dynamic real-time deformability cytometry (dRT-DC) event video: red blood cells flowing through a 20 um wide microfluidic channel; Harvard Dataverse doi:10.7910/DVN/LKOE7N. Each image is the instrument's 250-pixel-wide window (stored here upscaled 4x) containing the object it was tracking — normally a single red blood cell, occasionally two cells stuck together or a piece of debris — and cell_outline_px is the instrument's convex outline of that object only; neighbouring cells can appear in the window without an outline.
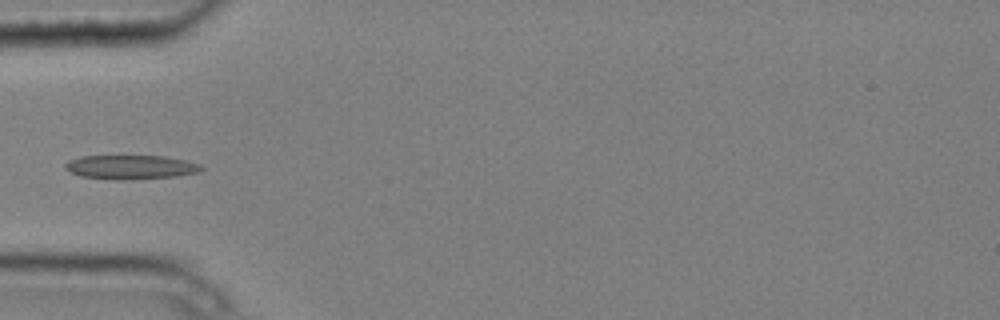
{"species": "common noctule bat (a hibernating species)", "species_latin": "Nyctalus noctula", "temperature_condition": "cold", "stored_images_in_passage": 6, "camera_frame_rate_fps": 3000, "um_per_image_px": 0.085, "animal": {"sex": "male", "body_mass_g": 20.4}, "frame": {"image": 1, "passage_image": 4, "time_ms": 1.0, "image_size_px": [1000, 320], "cell_outline_px": [[204, 168], [200, 172], [176, 176], [124, 180], [120, 180], [80, 176], [64, 168], [64, 164], [68, 160], [80, 156], [164, 156], [184, 160], [200, 164]], "centroid_in_image_um": [11.1, 14.2], "position_along_channel_um": 73.9, "area_um2": 19.07}}
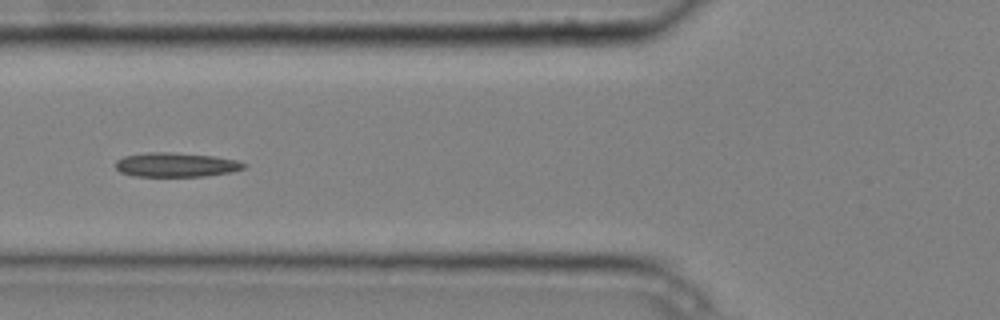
{"frame": {"image": 2, "passage_image": 5, "time_ms": 1.333, "image_size_px": [1000, 320], "cell_outline_px": [[248, 164], [244, 168], [232, 172], [204, 176], [132, 176], [120, 172], [116, 168], [116, 160], [124, 156], [148, 152], [168, 152], [212, 156], [236, 160]], "centroid_in_image_um": [14.95, 14.01], "position_along_channel_um": 110.9, "area_um2": 18.09}}
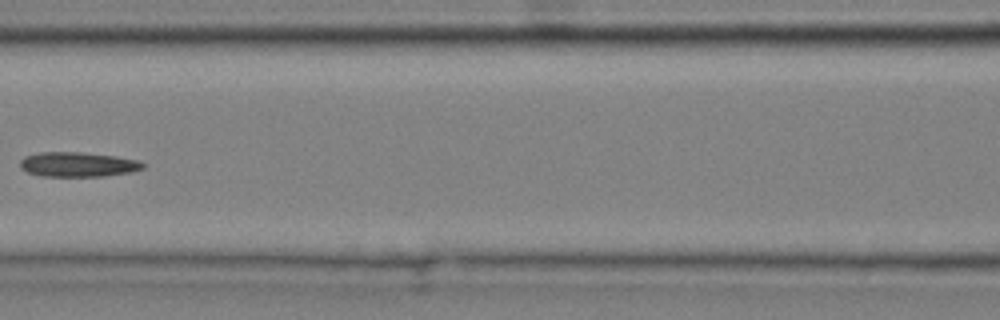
{"frame": {"image": 3, "passage_image": 6, "time_ms": 1.667, "image_size_px": [1000, 320], "cell_outline_px": [[148, 164], [144, 168], [132, 172], [104, 176], [40, 176], [28, 172], [20, 168], [20, 160], [24, 156], [40, 152], [80, 152], [116, 156], [140, 160]], "centroid_in_image_um": [6.66, 13.97], "position_along_channel_um": 159.9, "area_um2": 17.92}}